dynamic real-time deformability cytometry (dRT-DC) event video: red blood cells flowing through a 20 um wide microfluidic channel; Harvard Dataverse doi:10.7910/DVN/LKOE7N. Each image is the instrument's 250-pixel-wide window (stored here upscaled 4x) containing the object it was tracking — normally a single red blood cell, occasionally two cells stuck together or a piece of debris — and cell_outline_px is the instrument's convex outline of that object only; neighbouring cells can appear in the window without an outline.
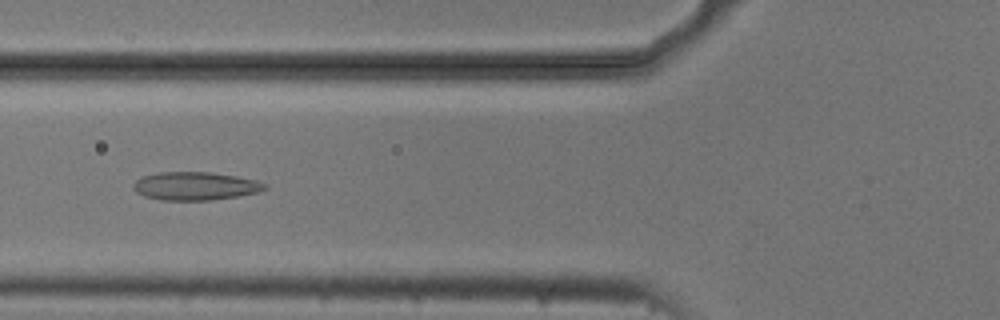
{"species": "common noctule bat (a hibernating species)", "species_latin": "Nyctalus noctula", "temperature_condition": "cold", "stored_images_in_passage": 54, "camera_frame_rate_fps": 3000, "um_per_image_px": 0.085, "animal": {"sex": "male", "body_mass_g": 20.5, "forearm_length_mm": 52.5}, "frame": {"image": 1, "passage_image": 20, "time_ms": 6.333, "image_size_px": [1000, 320], "cell_outline_px": [[268, 188], [260, 192], [212, 200], [160, 200], [144, 196], [136, 192], [132, 188], [132, 184], [140, 176], [160, 172], [212, 172], [236, 176], [256, 180], [268, 184]], "centroid_in_image_um": [16.59, 15.81], "position_along_channel_um": 109.2, "area_um2": 21.85}}
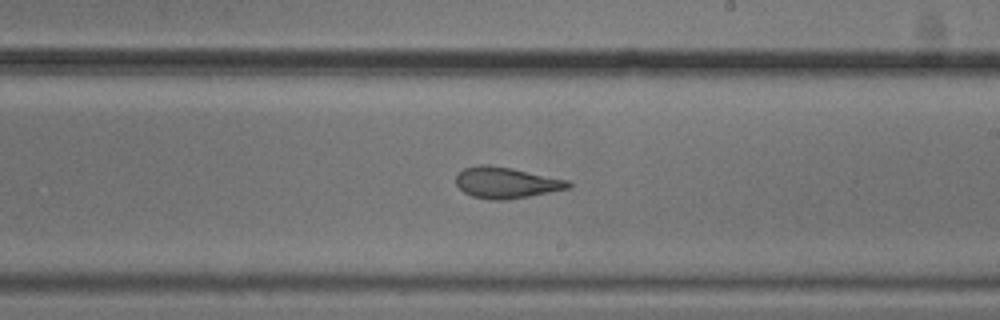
{"frame": {"image": 2, "passage_image": 31, "time_ms": 10.0, "image_size_px": [1000, 320], "cell_outline_px": [[572, 188], [508, 200], [488, 200], [472, 196], [464, 192], [456, 184], [456, 176], [464, 168], [480, 164], [488, 164], [512, 168], [568, 180], [572, 184]], "centroid_in_image_um": [43.04, 15.53], "position_along_channel_um": 246.0, "area_um2": 20.52}}
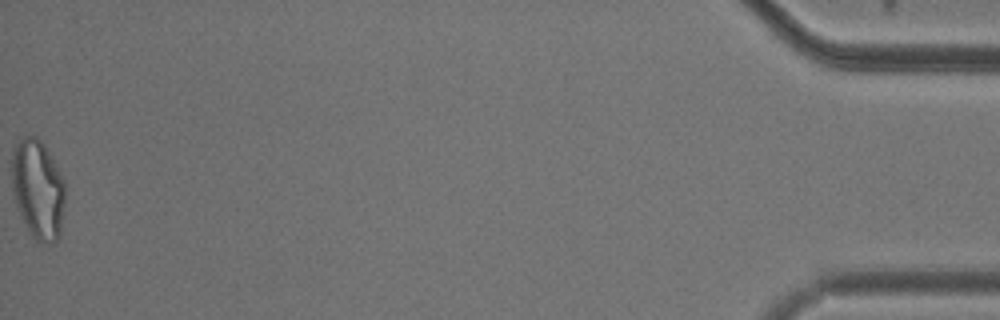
{"frame": {"image": 3, "passage_image": 54, "time_ms": 17.667, "image_size_px": [1000, 320], "cell_outline_px": [[64, 204], [60, 236], [56, 244], [48, 244], [36, 240], [32, 236], [16, 204], [12, 192], [12, 148], [24, 136], [36, 136], [44, 144], [64, 180]], "centroid_in_image_um": [3.23, 16.09], "position_along_channel_um": 432.0, "area_um2": 30.81}, "authors_computed_cell_mechanics": {"area_um2": 23.3512, "velocity_mm_per_s": 3.7156, "shape_relaxation_time_tau1_ms": 7.6098, "shape_relaxation_time_tau2_ms": 2.0678, "deformation_change_tau1": 0.1758, "deformation_change_tau2": 0.0876}}